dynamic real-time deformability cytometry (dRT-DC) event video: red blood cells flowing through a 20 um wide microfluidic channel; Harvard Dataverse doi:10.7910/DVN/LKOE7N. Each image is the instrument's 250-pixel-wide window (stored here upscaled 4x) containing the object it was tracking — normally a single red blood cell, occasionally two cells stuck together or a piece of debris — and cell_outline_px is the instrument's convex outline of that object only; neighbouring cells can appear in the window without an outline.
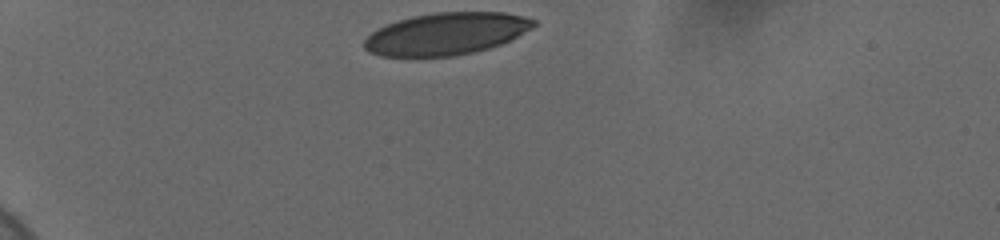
{"species": "human", "species_latin": "Homo sapiens", "temperature_condition": "cold", "stored_images_in_passage": 34, "camera_frame_rate_fps": 3000, "um_per_image_px": 0.085, "donor": {"sex": "female"}, "frame": {"image": 1, "passage_image": 1, "time_ms": 0.0, "image_size_px": [1000, 240], "cell_outline_px": [[536, 24], [532, 28], [500, 44], [488, 48], [472, 52], [452, 56], [412, 60], [380, 56], [368, 52], [364, 48], [364, 40], [376, 28], [412, 16], [436, 12], [504, 12], [524, 16], [536, 20]], "centroid_in_image_um": [37.84, 2.91], "position_along_channel_um": 47.2, "area_um2": 42.37}}
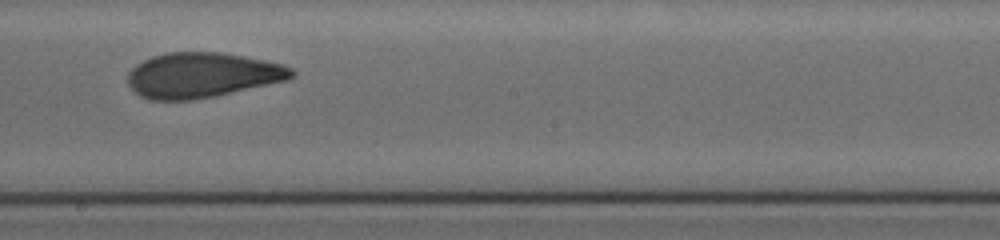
{"frame": {"image": 2, "passage_image": 20, "time_ms": 6.333, "image_size_px": [1000, 240], "cell_outline_px": [[296, 76], [288, 80], [216, 96], [192, 100], [148, 100], [132, 92], [128, 84], [128, 72], [136, 64], [152, 56], [168, 52], [220, 52], [264, 60], [284, 64], [292, 68], [296, 72]], "centroid_in_image_um": [17.18, 6.4], "position_along_channel_um": 231.0, "area_um2": 43.47}}
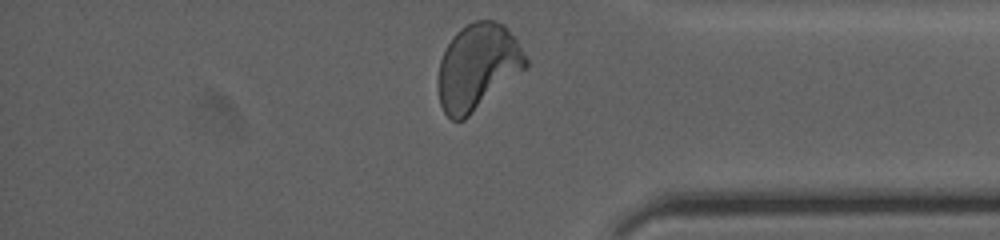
{"frame": {"image": 3, "passage_image": 34, "time_ms": 11.0, "image_size_px": [1000, 240], "cell_outline_px": [[528, 64], [524, 68], [464, 120], [452, 120], [444, 112], [440, 104], [440, 60], [452, 36], [460, 28], [476, 20], [492, 20], [504, 24], [516, 36], [528, 60]], "centroid_in_image_um": [40.62, 5.63], "position_along_channel_um": 394.6, "area_um2": 43.12}, "authors_computed_cell_mechanics": {"area_um2": 43.639, "velocity_mm_per_s": 3.6786, "shape_relaxation_time_tau1_ms": 6.9893, "shape_relaxation_time_tau2_ms": 1.2437, "deformation_change_tau1": 0.2133, "deformation_change_tau2": 0.0814}}